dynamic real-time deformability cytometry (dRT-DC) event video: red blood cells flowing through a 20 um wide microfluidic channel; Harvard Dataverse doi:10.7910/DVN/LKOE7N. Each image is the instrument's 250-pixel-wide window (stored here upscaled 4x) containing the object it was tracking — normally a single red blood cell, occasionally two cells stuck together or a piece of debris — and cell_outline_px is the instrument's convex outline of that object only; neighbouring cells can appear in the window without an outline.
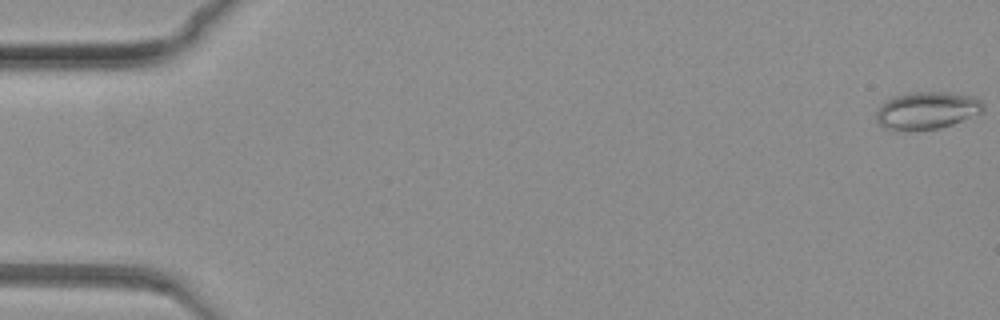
{"species": "common noctule bat (a hibernating species)", "species_latin": "Nyctalus noctula", "temperature_condition": "warm", "stored_images_in_passage": 83, "camera_frame_rate_fps": 3000, "um_per_image_px": 0.085, "animal": {"sex": "female", "body_mass_g": 19.3, "forearm_length_mm": 54.1}, "frame": {"image": 1, "passage_image": 1, "time_ms": 0.0, "image_size_px": [1000, 320], "cell_outline_px": [[984, 112], [952, 124], [940, 128], [884, 128], [876, 120], [876, 112], [892, 96], [912, 92], [948, 92], [972, 96], [980, 100], [984, 104]], "centroid_in_image_um": [78.85, 9.35], "position_along_channel_um": 6.2, "area_um2": 22.72}}
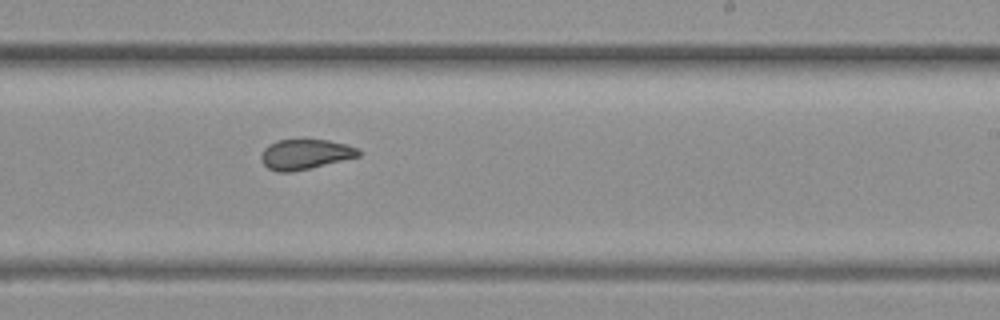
{"frame": {"image": 2, "passage_image": 51, "time_ms": 16.667, "image_size_px": [1000, 320], "cell_outline_px": [[360, 156], [292, 172], [276, 172], [268, 168], [264, 164], [260, 156], [264, 148], [268, 144], [276, 140], [328, 140], [348, 144], [356, 148], [360, 152]], "centroid_in_image_um": [25.91, 13.11], "position_along_channel_um": 263.1, "area_um2": 16.99}}
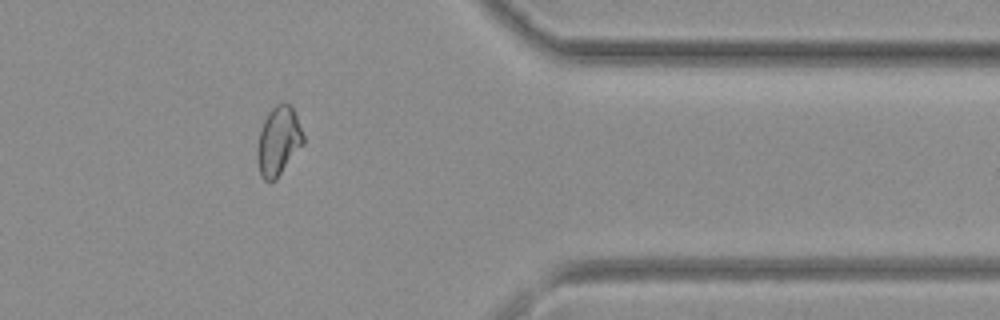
{"frame": {"image": 3, "passage_image": 68, "time_ms": 22.333, "image_size_px": [1000, 320], "cell_outline_px": [[304, 144], [276, 180], [268, 184], [260, 176], [256, 160], [256, 148], [260, 132], [264, 120], [268, 112], [276, 104], [288, 104], [292, 108], [296, 116], [304, 136]], "centroid_in_image_um": [23.64, 12.07], "position_along_channel_um": 387.8, "area_um2": 18.67}}